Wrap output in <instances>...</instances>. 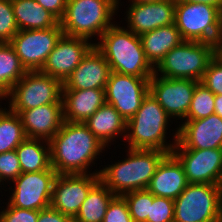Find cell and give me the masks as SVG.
<instances>
[{
  "mask_svg": "<svg viewBox=\"0 0 222 222\" xmlns=\"http://www.w3.org/2000/svg\"><path fill=\"white\" fill-rule=\"evenodd\" d=\"M56 171L51 167L39 172L21 173L9 188L8 203L13 207L41 210L50 206Z\"/></svg>",
  "mask_w": 222,
  "mask_h": 222,
  "instance_id": "obj_11",
  "label": "cell"
},
{
  "mask_svg": "<svg viewBox=\"0 0 222 222\" xmlns=\"http://www.w3.org/2000/svg\"><path fill=\"white\" fill-rule=\"evenodd\" d=\"M37 222H74L73 218L68 215L62 214L53 207L39 210V217Z\"/></svg>",
  "mask_w": 222,
  "mask_h": 222,
  "instance_id": "obj_38",
  "label": "cell"
},
{
  "mask_svg": "<svg viewBox=\"0 0 222 222\" xmlns=\"http://www.w3.org/2000/svg\"><path fill=\"white\" fill-rule=\"evenodd\" d=\"M215 114L222 118V95H215Z\"/></svg>",
  "mask_w": 222,
  "mask_h": 222,
  "instance_id": "obj_41",
  "label": "cell"
},
{
  "mask_svg": "<svg viewBox=\"0 0 222 222\" xmlns=\"http://www.w3.org/2000/svg\"><path fill=\"white\" fill-rule=\"evenodd\" d=\"M187 185L183 165L173 153H169L158 165L147 190L154 196L175 200Z\"/></svg>",
  "mask_w": 222,
  "mask_h": 222,
  "instance_id": "obj_21",
  "label": "cell"
},
{
  "mask_svg": "<svg viewBox=\"0 0 222 222\" xmlns=\"http://www.w3.org/2000/svg\"><path fill=\"white\" fill-rule=\"evenodd\" d=\"M105 103V89H62L63 117L66 122L84 123Z\"/></svg>",
  "mask_w": 222,
  "mask_h": 222,
  "instance_id": "obj_22",
  "label": "cell"
},
{
  "mask_svg": "<svg viewBox=\"0 0 222 222\" xmlns=\"http://www.w3.org/2000/svg\"><path fill=\"white\" fill-rule=\"evenodd\" d=\"M222 200L218 185L188 183L174 200L173 222H221Z\"/></svg>",
  "mask_w": 222,
  "mask_h": 222,
  "instance_id": "obj_9",
  "label": "cell"
},
{
  "mask_svg": "<svg viewBox=\"0 0 222 222\" xmlns=\"http://www.w3.org/2000/svg\"><path fill=\"white\" fill-rule=\"evenodd\" d=\"M122 197L127 202L129 213L134 222H146L153 201V194L147 189L125 193Z\"/></svg>",
  "mask_w": 222,
  "mask_h": 222,
  "instance_id": "obj_31",
  "label": "cell"
},
{
  "mask_svg": "<svg viewBox=\"0 0 222 222\" xmlns=\"http://www.w3.org/2000/svg\"><path fill=\"white\" fill-rule=\"evenodd\" d=\"M198 82L192 79L165 78L154 74L149 80V92L170 118L183 121L187 117Z\"/></svg>",
  "mask_w": 222,
  "mask_h": 222,
  "instance_id": "obj_13",
  "label": "cell"
},
{
  "mask_svg": "<svg viewBox=\"0 0 222 222\" xmlns=\"http://www.w3.org/2000/svg\"><path fill=\"white\" fill-rule=\"evenodd\" d=\"M21 173L19 158L15 150L0 153V182L2 185H4V181L5 184L11 183Z\"/></svg>",
  "mask_w": 222,
  "mask_h": 222,
  "instance_id": "obj_35",
  "label": "cell"
},
{
  "mask_svg": "<svg viewBox=\"0 0 222 222\" xmlns=\"http://www.w3.org/2000/svg\"><path fill=\"white\" fill-rule=\"evenodd\" d=\"M18 31L11 0H0V43L10 42Z\"/></svg>",
  "mask_w": 222,
  "mask_h": 222,
  "instance_id": "obj_32",
  "label": "cell"
},
{
  "mask_svg": "<svg viewBox=\"0 0 222 222\" xmlns=\"http://www.w3.org/2000/svg\"><path fill=\"white\" fill-rule=\"evenodd\" d=\"M189 3H203V4H210L216 6L222 12V0H179Z\"/></svg>",
  "mask_w": 222,
  "mask_h": 222,
  "instance_id": "obj_40",
  "label": "cell"
},
{
  "mask_svg": "<svg viewBox=\"0 0 222 222\" xmlns=\"http://www.w3.org/2000/svg\"><path fill=\"white\" fill-rule=\"evenodd\" d=\"M150 79L111 71L105 88L106 103L112 105L127 122L149 93Z\"/></svg>",
  "mask_w": 222,
  "mask_h": 222,
  "instance_id": "obj_12",
  "label": "cell"
},
{
  "mask_svg": "<svg viewBox=\"0 0 222 222\" xmlns=\"http://www.w3.org/2000/svg\"><path fill=\"white\" fill-rule=\"evenodd\" d=\"M176 0H159L146 3H130L125 21L128 30L136 35L174 23Z\"/></svg>",
  "mask_w": 222,
  "mask_h": 222,
  "instance_id": "obj_18",
  "label": "cell"
},
{
  "mask_svg": "<svg viewBox=\"0 0 222 222\" xmlns=\"http://www.w3.org/2000/svg\"><path fill=\"white\" fill-rule=\"evenodd\" d=\"M169 121H172L170 116L149 92L136 114L127 121L125 141L122 142L127 141V148L130 149L172 153L177 143L178 130L171 134L172 142H167Z\"/></svg>",
  "mask_w": 222,
  "mask_h": 222,
  "instance_id": "obj_4",
  "label": "cell"
},
{
  "mask_svg": "<svg viewBox=\"0 0 222 222\" xmlns=\"http://www.w3.org/2000/svg\"><path fill=\"white\" fill-rule=\"evenodd\" d=\"M63 35L59 24L48 29L19 30L9 43L26 71H40Z\"/></svg>",
  "mask_w": 222,
  "mask_h": 222,
  "instance_id": "obj_10",
  "label": "cell"
},
{
  "mask_svg": "<svg viewBox=\"0 0 222 222\" xmlns=\"http://www.w3.org/2000/svg\"><path fill=\"white\" fill-rule=\"evenodd\" d=\"M119 10L117 0H67L66 11L60 24L64 35L92 37L102 34L116 21L113 16Z\"/></svg>",
  "mask_w": 222,
  "mask_h": 222,
  "instance_id": "obj_5",
  "label": "cell"
},
{
  "mask_svg": "<svg viewBox=\"0 0 222 222\" xmlns=\"http://www.w3.org/2000/svg\"><path fill=\"white\" fill-rule=\"evenodd\" d=\"M49 145L51 166L57 174L90 173L89 166L93 163L95 165L100 154L106 150L81 122L64 121L60 130L49 141Z\"/></svg>",
  "mask_w": 222,
  "mask_h": 222,
  "instance_id": "obj_1",
  "label": "cell"
},
{
  "mask_svg": "<svg viewBox=\"0 0 222 222\" xmlns=\"http://www.w3.org/2000/svg\"><path fill=\"white\" fill-rule=\"evenodd\" d=\"M110 66L94 46L63 83L62 89H105Z\"/></svg>",
  "mask_w": 222,
  "mask_h": 222,
  "instance_id": "obj_19",
  "label": "cell"
},
{
  "mask_svg": "<svg viewBox=\"0 0 222 222\" xmlns=\"http://www.w3.org/2000/svg\"><path fill=\"white\" fill-rule=\"evenodd\" d=\"M27 138L50 141L64 122L62 104H46L19 114Z\"/></svg>",
  "mask_w": 222,
  "mask_h": 222,
  "instance_id": "obj_20",
  "label": "cell"
},
{
  "mask_svg": "<svg viewBox=\"0 0 222 222\" xmlns=\"http://www.w3.org/2000/svg\"><path fill=\"white\" fill-rule=\"evenodd\" d=\"M0 211L3 222H37L39 210L22 209L13 207L9 203Z\"/></svg>",
  "mask_w": 222,
  "mask_h": 222,
  "instance_id": "obj_37",
  "label": "cell"
},
{
  "mask_svg": "<svg viewBox=\"0 0 222 222\" xmlns=\"http://www.w3.org/2000/svg\"><path fill=\"white\" fill-rule=\"evenodd\" d=\"M100 170L86 174H57L50 206L74 218L90 189L100 180Z\"/></svg>",
  "mask_w": 222,
  "mask_h": 222,
  "instance_id": "obj_14",
  "label": "cell"
},
{
  "mask_svg": "<svg viewBox=\"0 0 222 222\" xmlns=\"http://www.w3.org/2000/svg\"><path fill=\"white\" fill-rule=\"evenodd\" d=\"M93 47V40L63 35L40 71L64 83Z\"/></svg>",
  "mask_w": 222,
  "mask_h": 222,
  "instance_id": "obj_15",
  "label": "cell"
},
{
  "mask_svg": "<svg viewBox=\"0 0 222 222\" xmlns=\"http://www.w3.org/2000/svg\"><path fill=\"white\" fill-rule=\"evenodd\" d=\"M84 124L107 148L113 139L126 136L127 122L121 114L110 104L105 103ZM112 141V142H111ZM110 144V145H109Z\"/></svg>",
  "mask_w": 222,
  "mask_h": 222,
  "instance_id": "obj_23",
  "label": "cell"
},
{
  "mask_svg": "<svg viewBox=\"0 0 222 222\" xmlns=\"http://www.w3.org/2000/svg\"><path fill=\"white\" fill-rule=\"evenodd\" d=\"M114 24L94 43L107 60L110 70L119 74L151 78L154 67L147 60L139 35Z\"/></svg>",
  "mask_w": 222,
  "mask_h": 222,
  "instance_id": "obj_2",
  "label": "cell"
},
{
  "mask_svg": "<svg viewBox=\"0 0 222 222\" xmlns=\"http://www.w3.org/2000/svg\"><path fill=\"white\" fill-rule=\"evenodd\" d=\"M120 1L121 0H117L118 8H120L119 7ZM129 1H130V3H146V2H155V1H159V0H129Z\"/></svg>",
  "mask_w": 222,
  "mask_h": 222,
  "instance_id": "obj_42",
  "label": "cell"
},
{
  "mask_svg": "<svg viewBox=\"0 0 222 222\" xmlns=\"http://www.w3.org/2000/svg\"><path fill=\"white\" fill-rule=\"evenodd\" d=\"M103 222H134L122 196H115L108 204Z\"/></svg>",
  "mask_w": 222,
  "mask_h": 222,
  "instance_id": "obj_36",
  "label": "cell"
},
{
  "mask_svg": "<svg viewBox=\"0 0 222 222\" xmlns=\"http://www.w3.org/2000/svg\"><path fill=\"white\" fill-rule=\"evenodd\" d=\"M188 183L218 185L222 175V149H173Z\"/></svg>",
  "mask_w": 222,
  "mask_h": 222,
  "instance_id": "obj_16",
  "label": "cell"
},
{
  "mask_svg": "<svg viewBox=\"0 0 222 222\" xmlns=\"http://www.w3.org/2000/svg\"><path fill=\"white\" fill-rule=\"evenodd\" d=\"M62 87L57 78L41 71H27L3 100L8 98L9 109L20 114L46 104H62Z\"/></svg>",
  "mask_w": 222,
  "mask_h": 222,
  "instance_id": "obj_8",
  "label": "cell"
},
{
  "mask_svg": "<svg viewBox=\"0 0 222 222\" xmlns=\"http://www.w3.org/2000/svg\"><path fill=\"white\" fill-rule=\"evenodd\" d=\"M19 30H40L58 26L60 20L36 0H11Z\"/></svg>",
  "mask_w": 222,
  "mask_h": 222,
  "instance_id": "obj_25",
  "label": "cell"
},
{
  "mask_svg": "<svg viewBox=\"0 0 222 222\" xmlns=\"http://www.w3.org/2000/svg\"><path fill=\"white\" fill-rule=\"evenodd\" d=\"M176 129L178 138L173 149H222V118L215 113L198 120H184Z\"/></svg>",
  "mask_w": 222,
  "mask_h": 222,
  "instance_id": "obj_17",
  "label": "cell"
},
{
  "mask_svg": "<svg viewBox=\"0 0 222 222\" xmlns=\"http://www.w3.org/2000/svg\"><path fill=\"white\" fill-rule=\"evenodd\" d=\"M26 73L11 44L0 43V101Z\"/></svg>",
  "mask_w": 222,
  "mask_h": 222,
  "instance_id": "obj_28",
  "label": "cell"
},
{
  "mask_svg": "<svg viewBox=\"0 0 222 222\" xmlns=\"http://www.w3.org/2000/svg\"><path fill=\"white\" fill-rule=\"evenodd\" d=\"M116 195L99 180L88 192L74 222H103L108 204Z\"/></svg>",
  "mask_w": 222,
  "mask_h": 222,
  "instance_id": "obj_27",
  "label": "cell"
},
{
  "mask_svg": "<svg viewBox=\"0 0 222 222\" xmlns=\"http://www.w3.org/2000/svg\"><path fill=\"white\" fill-rule=\"evenodd\" d=\"M126 158L100 169V180L116 196L147 189L162 159L169 154L160 150L130 149Z\"/></svg>",
  "mask_w": 222,
  "mask_h": 222,
  "instance_id": "obj_3",
  "label": "cell"
},
{
  "mask_svg": "<svg viewBox=\"0 0 222 222\" xmlns=\"http://www.w3.org/2000/svg\"><path fill=\"white\" fill-rule=\"evenodd\" d=\"M26 138L19 114L0 105V153L15 150Z\"/></svg>",
  "mask_w": 222,
  "mask_h": 222,
  "instance_id": "obj_29",
  "label": "cell"
},
{
  "mask_svg": "<svg viewBox=\"0 0 222 222\" xmlns=\"http://www.w3.org/2000/svg\"><path fill=\"white\" fill-rule=\"evenodd\" d=\"M174 24L186 41L222 44V12L213 5L176 0Z\"/></svg>",
  "mask_w": 222,
  "mask_h": 222,
  "instance_id": "obj_7",
  "label": "cell"
},
{
  "mask_svg": "<svg viewBox=\"0 0 222 222\" xmlns=\"http://www.w3.org/2000/svg\"><path fill=\"white\" fill-rule=\"evenodd\" d=\"M22 173L50 169L51 155L49 141L26 138L16 149Z\"/></svg>",
  "mask_w": 222,
  "mask_h": 222,
  "instance_id": "obj_26",
  "label": "cell"
},
{
  "mask_svg": "<svg viewBox=\"0 0 222 222\" xmlns=\"http://www.w3.org/2000/svg\"><path fill=\"white\" fill-rule=\"evenodd\" d=\"M218 187H219V190H220V197H221V200H222V175H221V179L219 181Z\"/></svg>",
  "mask_w": 222,
  "mask_h": 222,
  "instance_id": "obj_43",
  "label": "cell"
},
{
  "mask_svg": "<svg viewBox=\"0 0 222 222\" xmlns=\"http://www.w3.org/2000/svg\"><path fill=\"white\" fill-rule=\"evenodd\" d=\"M147 60L155 68L174 47L185 41L173 23L140 35Z\"/></svg>",
  "mask_w": 222,
  "mask_h": 222,
  "instance_id": "obj_24",
  "label": "cell"
},
{
  "mask_svg": "<svg viewBox=\"0 0 222 222\" xmlns=\"http://www.w3.org/2000/svg\"><path fill=\"white\" fill-rule=\"evenodd\" d=\"M219 50L208 42L185 40L163 57L154 68V74L201 81L209 62Z\"/></svg>",
  "mask_w": 222,
  "mask_h": 222,
  "instance_id": "obj_6",
  "label": "cell"
},
{
  "mask_svg": "<svg viewBox=\"0 0 222 222\" xmlns=\"http://www.w3.org/2000/svg\"><path fill=\"white\" fill-rule=\"evenodd\" d=\"M174 200L153 195L146 222H173Z\"/></svg>",
  "mask_w": 222,
  "mask_h": 222,
  "instance_id": "obj_34",
  "label": "cell"
},
{
  "mask_svg": "<svg viewBox=\"0 0 222 222\" xmlns=\"http://www.w3.org/2000/svg\"><path fill=\"white\" fill-rule=\"evenodd\" d=\"M215 112V94L200 81L196 84L187 117L184 120L206 118Z\"/></svg>",
  "mask_w": 222,
  "mask_h": 222,
  "instance_id": "obj_30",
  "label": "cell"
},
{
  "mask_svg": "<svg viewBox=\"0 0 222 222\" xmlns=\"http://www.w3.org/2000/svg\"><path fill=\"white\" fill-rule=\"evenodd\" d=\"M200 82L213 94L222 95V52L220 50L209 62Z\"/></svg>",
  "mask_w": 222,
  "mask_h": 222,
  "instance_id": "obj_33",
  "label": "cell"
},
{
  "mask_svg": "<svg viewBox=\"0 0 222 222\" xmlns=\"http://www.w3.org/2000/svg\"><path fill=\"white\" fill-rule=\"evenodd\" d=\"M41 7L61 20L66 11L67 0H36Z\"/></svg>",
  "mask_w": 222,
  "mask_h": 222,
  "instance_id": "obj_39",
  "label": "cell"
}]
</instances>
